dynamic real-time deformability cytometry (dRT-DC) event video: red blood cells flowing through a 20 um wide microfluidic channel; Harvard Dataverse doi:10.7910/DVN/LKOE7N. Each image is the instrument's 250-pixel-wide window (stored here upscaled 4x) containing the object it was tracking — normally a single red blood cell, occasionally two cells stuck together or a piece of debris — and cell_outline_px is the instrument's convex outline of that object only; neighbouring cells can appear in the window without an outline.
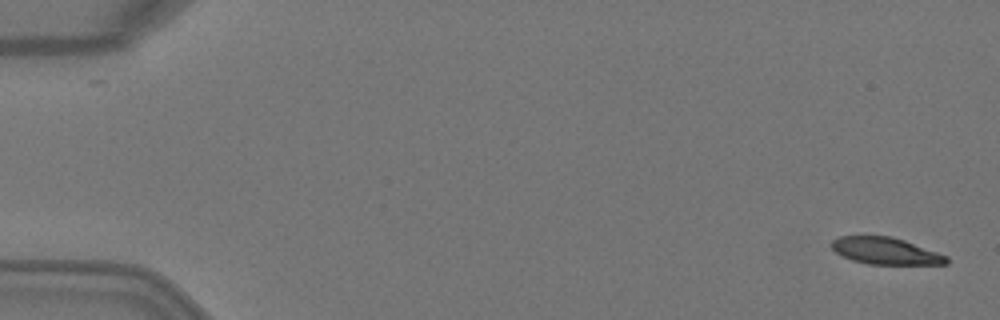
{"species": "Egyptian fruit bat (a non-hibernating species)", "species_latin": "Rousettus aegyptiacus", "temperature_condition": "warm", "stored_images_in_passage": 4, "camera_frame_rate_fps": 3000, "um_per_image_px": 0.085, "animal": {"sex": "female"}, "frame": {"image": 1, "passage_image": 1, "time_ms": 0.0, "image_size_px": [1000, 320], "cell_outline_px": [[948, 264], [868, 264], [852, 260], [836, 252], [832, 248], [832, 240], [840, 236], [892, 236], [904, 240], [948, 256]], "centroid_in_image_um": [75.28, 21.33], "position_along_channel_um": 9.7, "area_um2": 17.8}}